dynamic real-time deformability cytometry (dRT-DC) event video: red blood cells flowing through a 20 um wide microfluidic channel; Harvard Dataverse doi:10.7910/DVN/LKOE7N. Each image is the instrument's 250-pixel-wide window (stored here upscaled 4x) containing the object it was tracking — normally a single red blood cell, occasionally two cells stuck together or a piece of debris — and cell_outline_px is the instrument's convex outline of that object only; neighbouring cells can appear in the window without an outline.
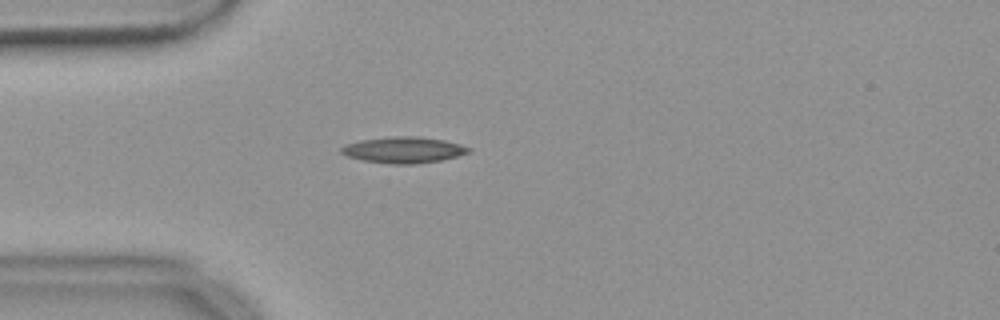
{"species": "common noctule bat (a hibernating species)", "species_latin": "Nyctalus noctula", "temperature_condition": "warm", "stored_images_in_passage": 54, "camera_frame_rate_fps": 3000, "um_per_image_px": 0.085, "animal": {"sex": "female", "body_mass_g": 18.4}, "frame": {"image": 1, "passage_image": 14, "time_ms": 4.333, "image_size_px": [1000, 320], "cell_outline_px": [[472, 152], [440, 160], [412, 164], [392, 164], [364, 160], [348, 156], [340, 152], [340, 148], [344, 144], [360, 140], [392, 136], [420, 136], [444, 140], [460, 144], [472, 148]], "centroid_in_image_um": [34.31, 12.73], "position_along_channel_um": 50.7, "area_um2": 19.42}}
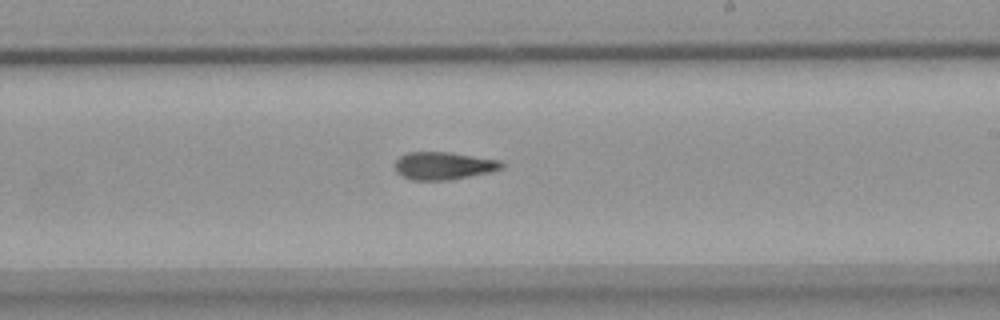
{"frame": {"image": 2, "passage_image": 31, "time_ms": 10.0, "image_size_px": [1000, 320], "cell_outline_px": [[504, 168], [488, 172], [448, 180], [408, 180], [400, 176], [396, 172], [392, 164], [400, 156], [408, 152], [448, 152], [500, 160], [504, 164]], "centroid_in_image_um": [37.63, 14.09], "position_along_channel_um": 251.4, "area_um2": 17.34}}
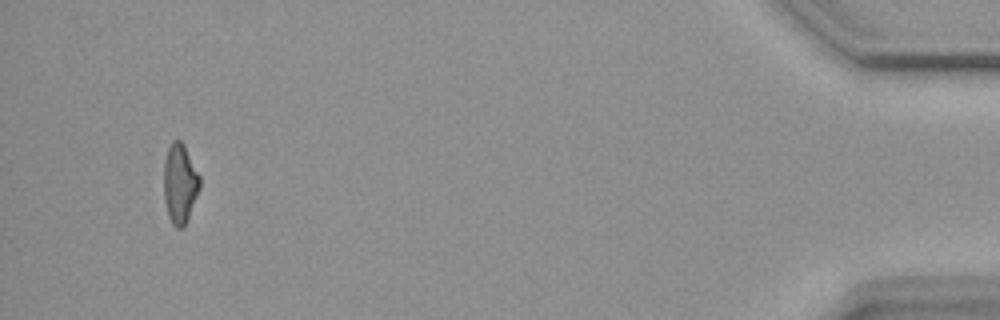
{"frame": {"image": 3, "passage_image": 51, "time_ms": 16.667, "image_size_px": [1000, 320], "cell_outline_px": [[200, 188], [188, 220], [184, 228], [176, 228], [172, 224], [168, 216], [164, 200], [164, 164], [168, 148], [172, 140], [180, 140], [184, 144], [200, 176]], "centroid_in_image_um": [15.3, 15.63], "position_along_channel_um": 419.9, "area_um2": 16.88}, "authors_computed_cell_mechanics": {"area_um2": 17.3689, "velocity_mm_per_s": 3.7022, "shape_relaxation_time_tau1_ms": null, "shape_relaxation_time_tau2_ms": 6.1534, "deformation_change_tau1": null, "deformation_change_tau2": 0.1781}}